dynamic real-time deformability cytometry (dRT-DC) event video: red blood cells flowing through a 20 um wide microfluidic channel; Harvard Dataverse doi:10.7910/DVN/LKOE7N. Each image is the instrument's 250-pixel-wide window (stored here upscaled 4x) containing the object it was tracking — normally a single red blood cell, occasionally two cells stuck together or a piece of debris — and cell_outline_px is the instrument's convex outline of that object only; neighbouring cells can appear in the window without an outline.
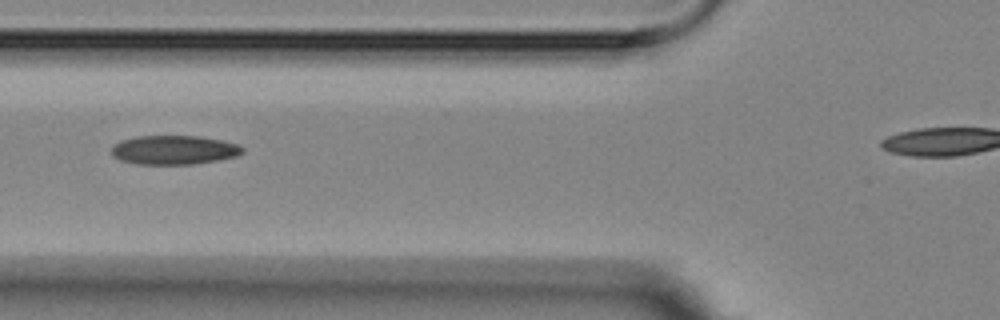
{"species": "Egyptian fruit bat (a non-hibernating species)", "species_latin": "Rousettus aegyptiacus", "temperature_condition": "room temperature", "stored_images_in_passage": 15, "camera_frame_rate_fps": 3000, "um_per_image_px": 0.085, "animal": {"sex": "female"}, "frame": {"image": 1, "passage_image": 3, "time_ms": 2.0, "image_size_px": [1000, 320], "cell_outline_px": [[244, 152], [236, 156], [216, 160], [192, 164], [136, 164], [120, 160], [112, 156], [112, 144], [120, 140], [136, 136], [200, 136], [240, 144], [244, 148]], "centroid_in_image_um": [14.76, 12.74], "position_along_channel_um": 111.0, "area_um2": 22.31}}
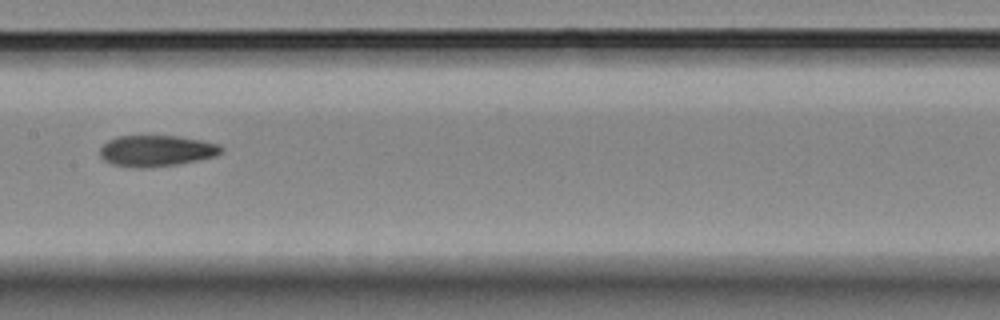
{"frame": {"image": 2, "passage_image": 5, "time_ms": 4.333, "image_size_px": [1000, 320], "cell_outline_px": [[224, 148], [216, 156], [176, 164], [148, 168], [136, 168], [112, 164], [104, 160], [100, 156], [100, 148], [108, 140], [116, 136], [180, 136], [220, 144]], "centroid_in_image_um": [13.28, 12.81], "position_along_channel_um": 194.1, "area_um2": 22.02}}
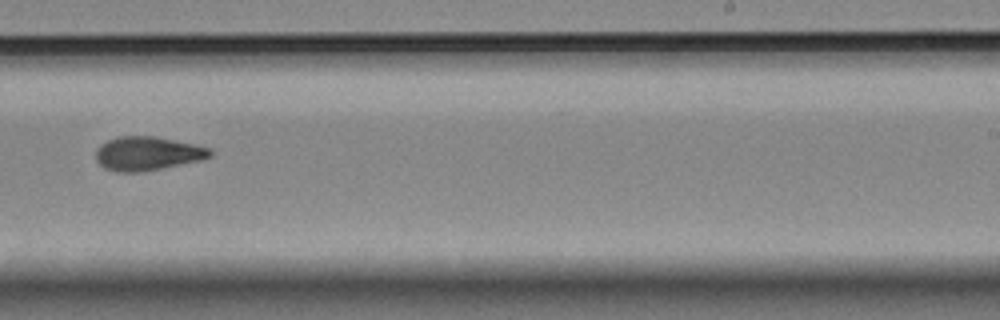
{"frame": {"image": 3, "passage_image": 7, "time_ms": 6.667, "image_size_px": [1000, 320], "cell_outline_px": [[212, 156], [200, 160], [144, 172], [116, 172], [104, 168], [96, 160], [96, 148], [100, 144], [108, 140], [120, 136], [156, 136], [192, 144], [208, 148], [212, 152]], "centroid_in_image_um": [12.49, 13.05], "position_along_channel_um": 276.5, "area_um2": 22.48}, "authors_computed_cell_mechanics": {"area_um2": 22.0218, "velocity_mm_per_s": 3.5298, "shape_relaxation_time_tau1_ms": 3.0767, "shape_relaxation_time_tau2_ms": 7.7452, "deformation_change_tau1": 0.0926, "deformation_change_tau2": 0.1365}}